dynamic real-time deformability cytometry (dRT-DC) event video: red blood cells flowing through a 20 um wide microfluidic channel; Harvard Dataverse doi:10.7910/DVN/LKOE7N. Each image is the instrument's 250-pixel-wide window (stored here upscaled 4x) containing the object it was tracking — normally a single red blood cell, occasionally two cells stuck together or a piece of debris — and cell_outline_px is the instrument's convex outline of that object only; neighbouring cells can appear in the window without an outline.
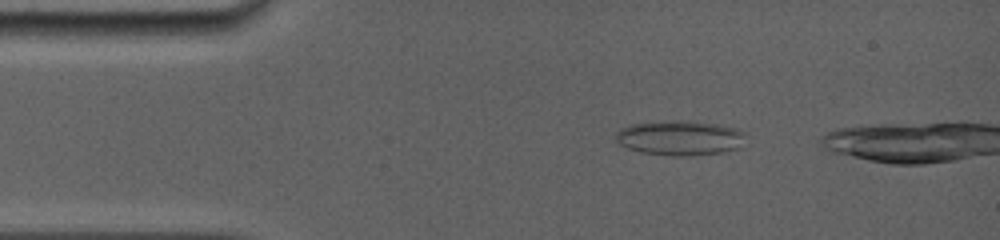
{"species": "common noctule bat (a hibernating species)", "species_latin": "Nyctalus noctula", "temperature_condition": "room temperature", "stored_images_in_passage": 32, "camera_frame_rate_fps": 5000, "um_per_image_px": 0.085, "animal": {"sex": "female", "body_mass_g": 19.0, "forearm_length_mm": 56.7}, "frame": {"image": 1, "passage_image": 6, "time_ms": 1.8, "image_size_px": [1000, 240], "cell_outline_px": [[744, 132], [740, 148], [724, 152], [692, 156], [672, 156], [640, 152], [628, 148], [620, 144], [616, 140], [616, 132], [620, 128], [628, 124], [664, 120], [692, 120], [720, 124], [736, 128]], "centroid_in_image_um": [57.77, 11.71], "position_along_channel_um": 27.2, "area_um2": 26.88}}
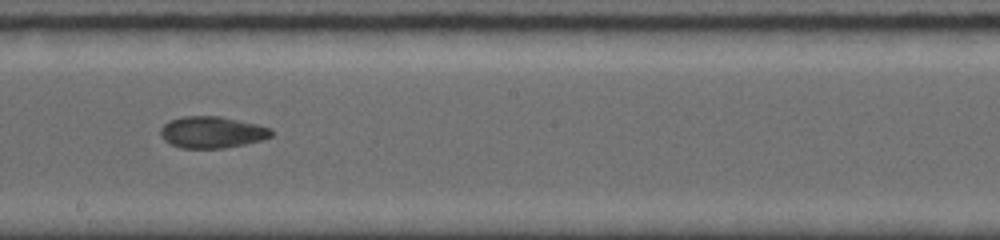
{"frame": {"image": 2, "passage_image": 23, "time_ms": 8.2, "image_size_px": [1000, 240], "cell_outline_px": [[272, 136], [260, 140], [244, 144], [224, 148], [180, 148], [164, 140], [160, 136], [160, 128], [168, 120], [184, 116], [220, 116], [256, 124], [272, 128]], "centroid_in_image_um": [17.99, 11.23], "position_along_channel_um": 230.2, "area_um2": 20.4}}
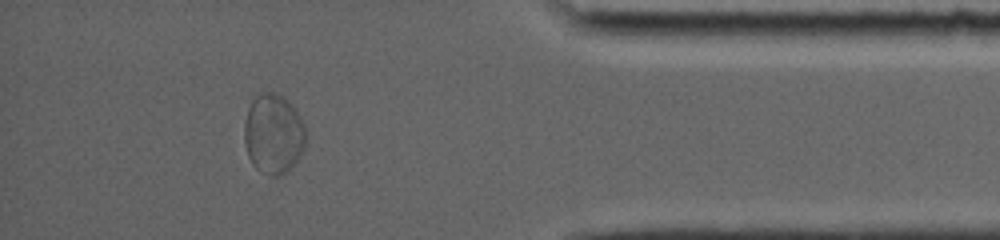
{"frame": {"image": 3, "passage_image": 31, "time_ms": 13.4, "image_size_px": [1000, 240], "cell_outline_px": [[304, 148], [296, 160], [284, 172], [276, 176], [272, 176], [260, 172], [252, 164], [248, 156], [244, 140], [244, 124], [248, 108], [252, 100], [260, 92], [276, 92], [284, 96], [292, 104], [300, 116], [304, 124]], "centroid_in_image_um": [23.21, 11.34], "position_along_channel_um": 412.0, "area_um2": 28.55}}